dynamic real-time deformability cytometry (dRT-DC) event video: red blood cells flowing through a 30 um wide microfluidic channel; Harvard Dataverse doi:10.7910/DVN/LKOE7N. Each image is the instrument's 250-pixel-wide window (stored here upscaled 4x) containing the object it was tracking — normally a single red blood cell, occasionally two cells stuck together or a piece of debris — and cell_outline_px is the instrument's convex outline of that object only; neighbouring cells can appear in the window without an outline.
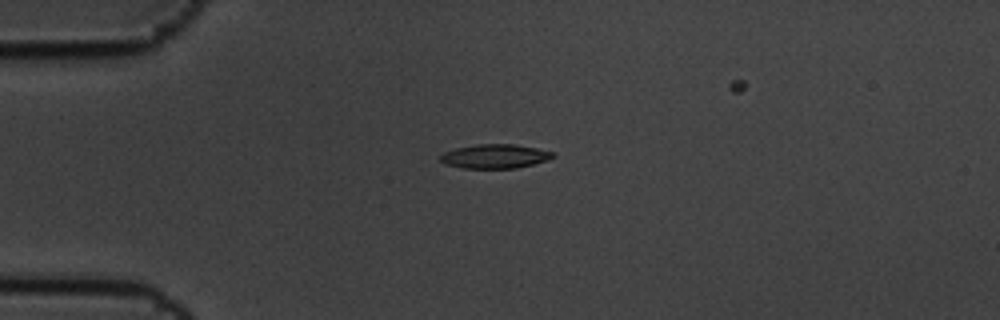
{"species": "common noctule bat (a hibernating species)", "species_latin": "Nyctalus noctula", "temperature_condition": "cold", "stored_images_in_passage": 2, "camera_frame_rate_fps": 3000, "um_per_image_px": 0.085, "animal": {"sex": "male", "body_mass_g": 19.5, "forearm_length_mm": 54.6}, "frame": {"image": 1, "passage_image": 1, "time_ms": 0.0, "image_size_px": [1000, 320], "cell_outline_px": [[556, 156], [548, 160], [516, 168], [464, 168], [444, 164], [440, 160], [440, 156], [444, 152], [456, 148], [476, 144], [516, 144], [536, 148], [552, 152]], "centroid_in_image_um": [42.06, 13.28], "position_along_channel_um": 42.9, "area_um2": 15.78}}